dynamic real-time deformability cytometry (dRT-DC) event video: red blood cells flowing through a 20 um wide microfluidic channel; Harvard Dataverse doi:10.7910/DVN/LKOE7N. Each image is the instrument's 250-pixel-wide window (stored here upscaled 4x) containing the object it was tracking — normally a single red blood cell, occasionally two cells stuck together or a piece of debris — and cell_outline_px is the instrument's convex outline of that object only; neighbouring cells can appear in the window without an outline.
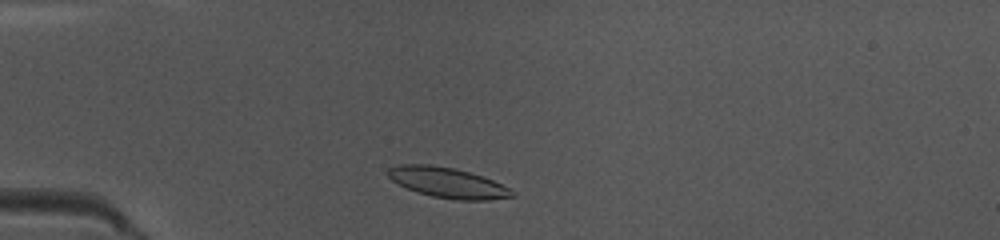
{"species": "common noctule bat (a hibernating species)", "species_latin": "Nyctalus noctula", "temperature_condition": "warm", "stored_images_in_passage": 40, "camera_frame_rate_fps": 3000, "um_per_image_px": 0.085, "animal": {"sex": "female", "body_mass_g": 10.0, "forearm_length_mm": 53.1}, "frame": {"image": 1, "passage_image": 4, "time_ms": 1.0, "image_size_px": [1000, 240], "cell_outline_px": [[516, 196], [488, 200], [456, 200], [432, 196], [416, 192], [392, 180], [388, 176], [388, 168], [400, 164], [428, 164], [456, 168], [484, 176], [512, 188], [516, 192]], "centroid_in_image_um": [38.12, 15.52], "position_along_channel_um": 46.9, "area_um2": 22.2}}
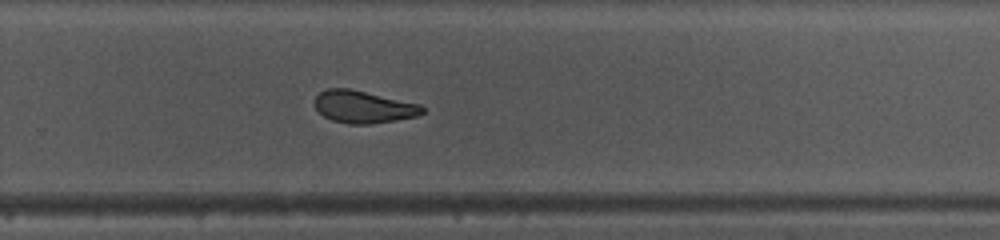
{"frame": {"image": 2, "passage_image": 24, "time_ms": 7.667, "image_size_px": [1000, 240], "cell_outline_px": [[424, 112], [416, 116], [396, 120], [368, 124], [348, 124], [332, 120], [324, 116], [316, 108], [316, 96], [320, 92], [328, 88], [348, 88], [420, 104], [424, 108]], "centroid_in_image_um": [30.89, 9.08], "position_along_channel_um": 298.9, "area_um2": 20.0}}
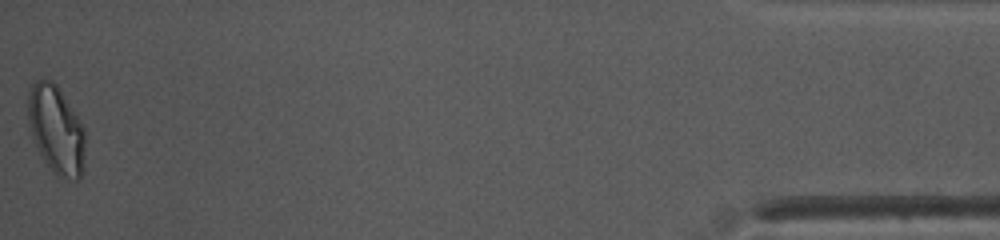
{"frame": {"image": 3, "passage_image": 40, "time_ms": 13.0, "image_size_px": [1000, 240], "cell_outline_px": [[84, 164], [80, 176], [76, 180], [56, 176], [52, 172], [44, 160], [32, 136], [28, 120], [28, 92], [32, 84], [36, 80], [52, 80], [56, 84], [84, 128]], "centroid_in_image_um": [4.76, 11.03], "position_along_channel_um": 430.4, "area_um2": 28.96}, "authors_computed_cell_mechanics": {"area_um2": 21.4727, "velocity_mm_per_s": 4.0583, "shape_relaxation_time_tau1_ms": 5.6897, "shape_relaxation_time_tau2_ms": 6.012, "deformation_change_tau1": 0.1605, "deformation_change_tau2": 0.1154}}